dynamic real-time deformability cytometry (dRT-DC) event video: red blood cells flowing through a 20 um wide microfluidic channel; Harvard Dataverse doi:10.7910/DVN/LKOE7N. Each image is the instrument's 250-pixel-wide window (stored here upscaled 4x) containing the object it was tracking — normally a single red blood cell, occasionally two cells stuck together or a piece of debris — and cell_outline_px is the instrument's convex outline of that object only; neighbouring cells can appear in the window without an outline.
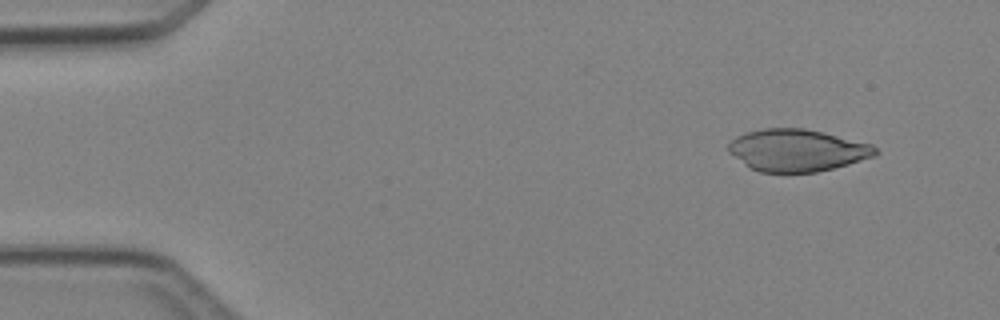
{"species": "Egyptian fruit bat (a non-hibernating species)", "species_latin": "Rousettus aegyptiacus", "temperature_condition": "cold", "stored_images_in_passage": 5, "camera_frame_rate_fps": 3000, "um_per_image_px": 0.085, "animal": {"sex": "female"}, "frame": {"image": 1, "passage_image": 1, "time_ms": 0.0, "image_size_px": [1000, 320], "cell_outline_px": [[880, 152], [876, 156], [848, 164], [816, 172], [760, 172], [748, 168], [728, 152], [728, 144], [736, 136], [748, 132], [764, 128], [804, 128], [824, 132], [872, 144]], "centroid_in_image_um": [67.76, 12.77], "position_along_channel_um": 17.2, "area_um2": 36.18}}